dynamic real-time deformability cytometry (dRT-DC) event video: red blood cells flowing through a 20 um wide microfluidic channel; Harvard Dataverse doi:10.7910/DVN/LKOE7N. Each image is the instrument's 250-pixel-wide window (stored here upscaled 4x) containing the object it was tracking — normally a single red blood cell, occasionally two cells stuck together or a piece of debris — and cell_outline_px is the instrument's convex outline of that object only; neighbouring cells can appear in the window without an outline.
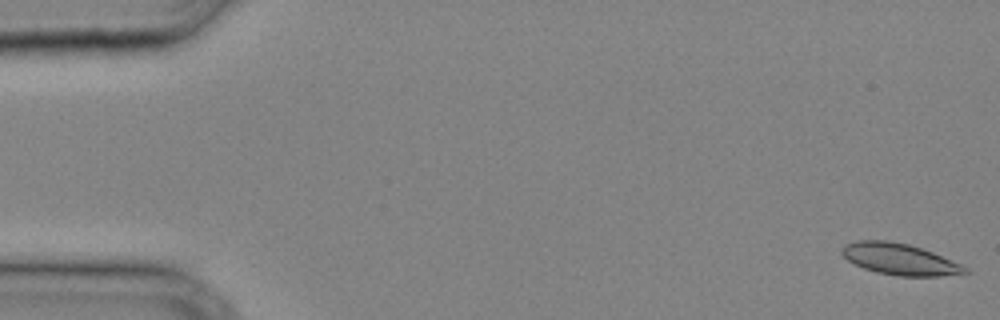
{"species": "common noctule bat (a hibernating species)", "species_latin": "Nyctalus noctula", "temperature_condition": "cold", "stored_images_in_passage": 35, "camera_frame_rate_fps": 3000, "um_per_image_px": 0.085, "animal": {"sex": "male", "body_mass_g": 20.4}, "frame": {"image": 1, "passage_image": 1, "time_ms": 0.0, "image_size_px": [1000, 320], "cell_outline_px": [[968, 272], [940, 276], [900, 276], [876, 272], [864, 268], [848, 260], [840, 252], [844, 244], [856, 240], [888, 240], [908, 244], [932, 252], [960, 264], [968, 268]], "centroid_in_image_um": [76.42, 22.02], "position_along_channel_um": 8.6, "area_um2": 22.25}}
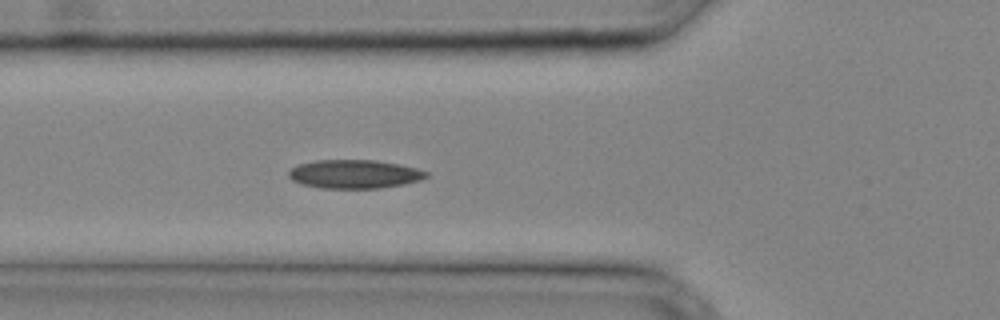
{"frame": {"image": 2, "passage_image": 13, "time_ms": 4.0, "image_size_px": [1000, 320], "cell_outline_px": [[428, 176], [420, 180], [404, 184], [380, 188], [320, 188], [300, 184], [292, 180], [288, 176], [288, 172], [292, 168], [300, 164], [316, 160], [376, 160], [400, 164], [416, 168], [428, 172]], "centroid_in_image_um": [30.12, 14.8], "position_along_channel_um": 95.7, "area_um2": 23.0}}
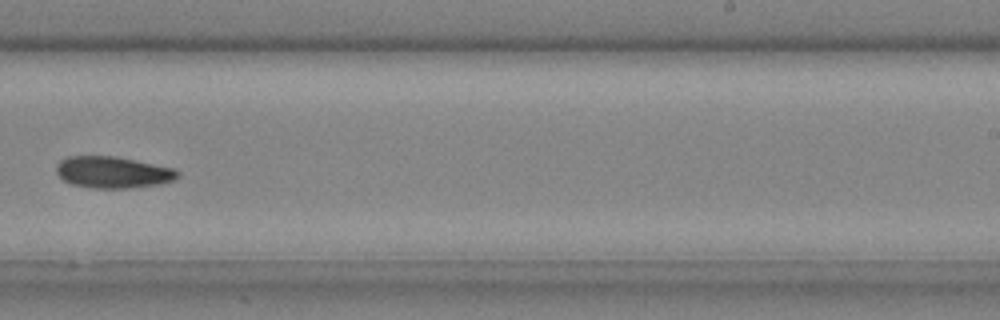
{"frame": {"image": 3, "passage_image": 23, "time_ms": 7.333, "image_size_px": [1000, 320], "cell_outline_px": [[180, 176], [172, 180], [156, 184], [128, 188], [92, 188], [72, 184], [64, 180], [56, 172], [56, 164], [60, 160], [68, 156], [116, 156], [172, 168], [180, 172]], "centroid_in_image_um": [9.55, 14.63], "position_along_channel_um": 279.4, "area_um2": 22.14}}